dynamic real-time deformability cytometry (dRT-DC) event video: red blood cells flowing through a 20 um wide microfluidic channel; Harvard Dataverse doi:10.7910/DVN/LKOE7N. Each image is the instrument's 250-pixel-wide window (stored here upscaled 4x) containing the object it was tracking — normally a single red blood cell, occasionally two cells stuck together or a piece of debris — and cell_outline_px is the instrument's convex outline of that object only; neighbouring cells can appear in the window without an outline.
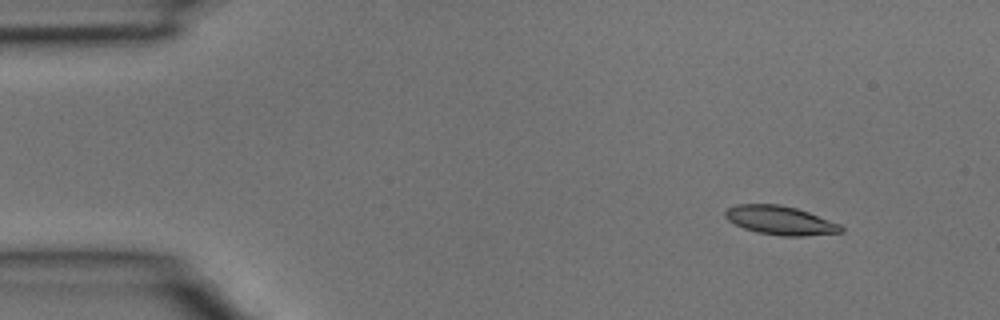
{"species": "common noctule bat (a hibernating species)", "species_latin": "Nyctalus noctula", "temperature_condition": "room temperature", "stored_images_in_passage": 4, "camera_frame_rate_fps": 3000, "um_per_image_px": 0.085, "animal": {"sex": "male", "body_mass_g": 15.6}, "frame": {"image": 1, "passage_image": 2, "time_ms": 0.333, "image_size_px": [1000, 320], "cell_outline_px": [[844, 232], [804, 236], [784, 236], [756, 232], [744, 228], [728, 220], [724, 216], [724, 212], [728, 208], [736, 204], [780, 204], [796, 208], [808, 212], [840, 224], [844, 228]], "centroid_in_image_um": [66.32, 18.73], "position_along_channel_um": 18.7, "area_um2": 19.42}}
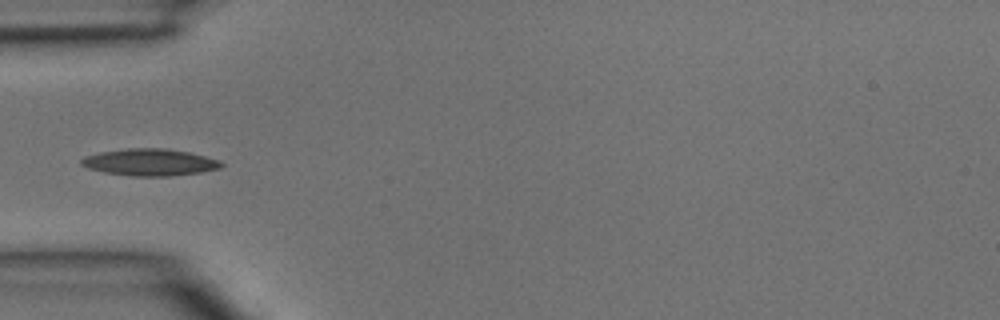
{"frame": {"image": 2, "passage_image": 4, "time_ms": 1.0, "image_size_px": [1000, 320], "cell_outline_px": [[224, 164], [220, 168], [200, 172], [168, 176], [132, 176], [104, 172], [88, 168], [80, 164], [80, 160], [84, 156], [100, 152], [128, 148], [164, 148], [188, 152], [220, 160]], "centroid_in_image_um": [12.71, 13.79], "position_along_channel_um": 72.3, "area_um2": 21.85}}